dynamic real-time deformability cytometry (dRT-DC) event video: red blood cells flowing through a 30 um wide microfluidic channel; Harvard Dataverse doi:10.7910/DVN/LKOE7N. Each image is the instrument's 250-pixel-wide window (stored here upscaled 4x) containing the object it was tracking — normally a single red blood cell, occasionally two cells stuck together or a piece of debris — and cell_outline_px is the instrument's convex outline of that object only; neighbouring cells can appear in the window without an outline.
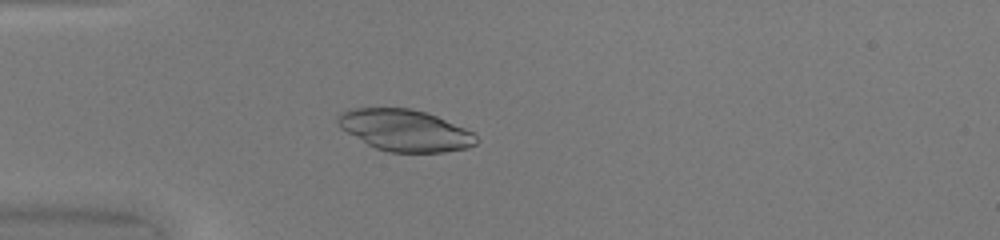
{"species": "common noctule bat (a hibernating species)", "species_latin": "Nyctalus noctula", "temperature_condition": "warm", "stored_images_in_passage": 49, "camera_frame_rate_fps": 3000, "um_per_image_px": 0.085, "animal": {"sex": "female", "body_mass_g": 20.0, "forearm_length_mm": 54.0}, "frame": {"image": 1, "passage_image": 15, "time_ms": 4.667, "image_size_px": [1000, 240], "cell_outline_px": [[480, 140], [476, 144], [468, 148], [444, 152], [388, 152], [376, 148], [368, 144], [340, 128], [336, 120], [336, 116], [340, 112], [348, 108], [412, 108], [436, 116], [464, 128], [472, 132]], "centroid_in_image_um": [34.4, 11.07], "position_along_channel_um": 50.6, "area_um2": 33.52}}